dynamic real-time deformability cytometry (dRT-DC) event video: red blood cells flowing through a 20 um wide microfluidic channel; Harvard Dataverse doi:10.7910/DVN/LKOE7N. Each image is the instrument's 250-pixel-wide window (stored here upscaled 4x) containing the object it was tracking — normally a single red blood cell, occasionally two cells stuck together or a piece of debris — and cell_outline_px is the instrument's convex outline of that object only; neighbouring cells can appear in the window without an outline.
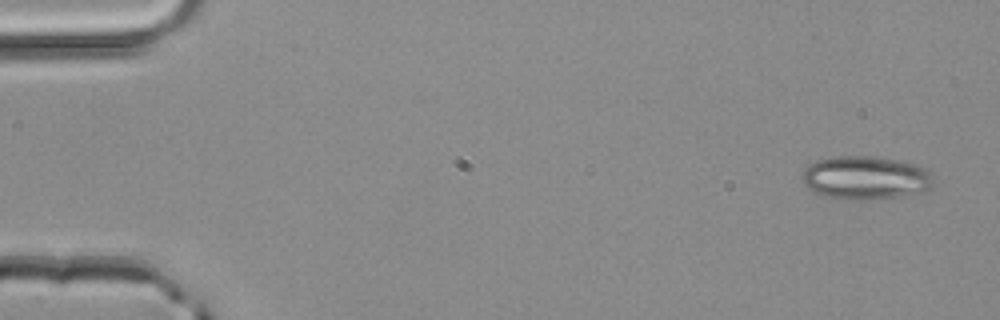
{"species": "common noctule bat (a hibernating species)", "species_latin": "Nyctalus noctula", "temperature_condition": "room temperature", "stored_images_in_passage": 3, "camera_frame_rate_fps": 3000, "um_per_image_px": 0.085, "animal": {"sex": "male", "body_mass_g": 20.4}, "frame": {"image": 1, "passage_image": 3, "time_ms": 0.667, "image_size_px": [1000, 320], "cell_outline_px": [[932, 184], [924, 192], [900, 196], [860, 200], [844, 200], [824, 196], [812, 192], [804, 184], [800, 176], [804, 168], [808, 164], [816, 160], [836, 156], [872, 156], [920, 164], [932, 172]], "centroid_in_image_um": [73.54, 15.11], "position_along_channel_um": 11.5, "area_um2": 33.76}}